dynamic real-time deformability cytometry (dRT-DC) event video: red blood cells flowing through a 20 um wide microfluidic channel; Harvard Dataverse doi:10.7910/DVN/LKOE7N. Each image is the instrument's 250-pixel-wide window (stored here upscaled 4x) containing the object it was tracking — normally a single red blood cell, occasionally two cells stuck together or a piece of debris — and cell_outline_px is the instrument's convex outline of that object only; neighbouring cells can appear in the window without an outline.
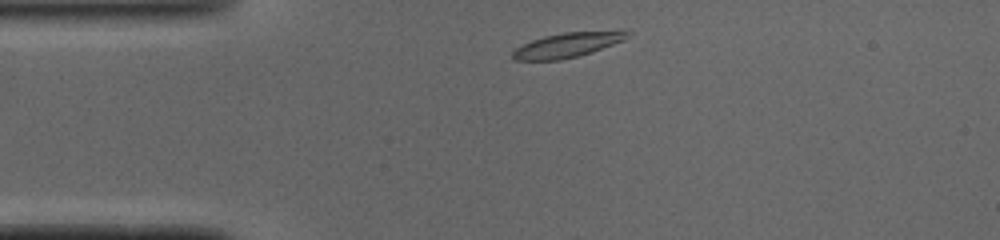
{"species": "common noctule bat (a hibernating species)", "species_latin": "Nyctalus noctula", "temperature_condition": "cold", "stored_images_in_passage": 40, "camera_frame_rate_fps": 3000, "um_per_image_px": 0.085, "animal": {"sex": "male", "body_mass_g": 19.0, "forearm_length_mm": 50.8}, "frame": {"image": 1, "passage_image": 2, "time_ms": 0.333, "image_size_px": [1000, 240], "cell_outline_px": [[632, 32], [624, 40], [580, 56], [560, 60], [512, 60], [512, 52], [516, 48], [532, 40], [544, 36], [564, 32], [624, 28]], "centroid_in_image_um": [48.34, 3.78], "position_along_channel_um": 36.7, "area_um2": 17.05}}
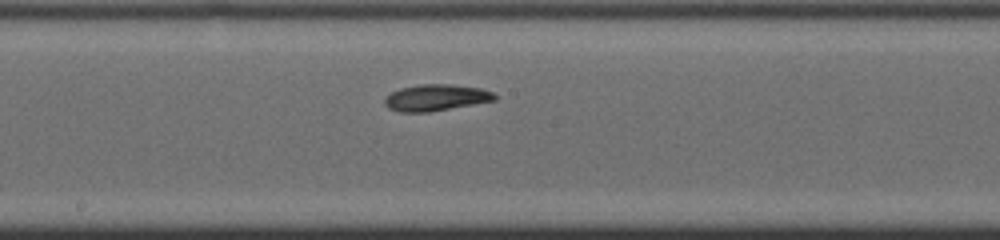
{"frame": {"image": 2, "passage_image": 17, "time_ms": 5.333, "image_size_px": [1000, 240], "cell_outline_px": [[496, 100], [428, 112], [400, 112], [388, 108], [384, 104], [384, 96], [400, 88], [420, 84], [452, 84], [480, 88], [492, 92], [496, 96]], "centroid_in_image_um": [37.01, 8.29], "position_along_channel_um": 211.2, "area_um2": 16.94}}
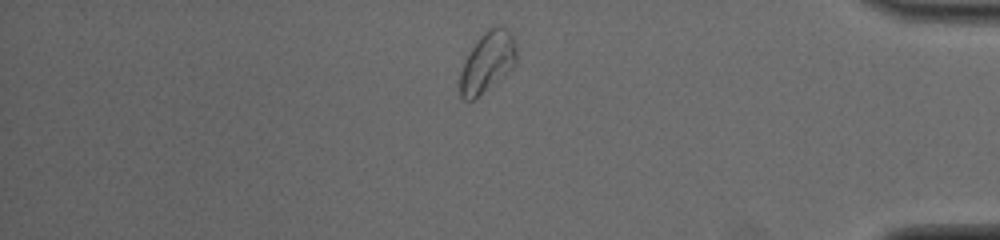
{"frame": {"image": 3, "passage_image": 33, "time_ms": 10.667, "image_size_px": [1000, 240], "cell_outline_px": [[516, 60], [512, 68], [504, 76], [472, 100], [464, 100], [460, 96], [460, 72], [472, 48], [480, 36], [488, 28], [496, 24], [500, 24], [512, 32], [516, 44]], "centroid_in_image_um": [41.46, 5.23], "position_along_channel_um": 393.7, "area_um2": 19.77}, "authors_computed_cell_mechanics": {"area_um2": 17.0221, "velocity_mm_per_s": 4.0421, "shape_relaxation_time_tau1_ms": 3.1233, "shape_relaxation_time_tau2_ms": null, "deformation_change_tau1": 0.0906, "deformation_change_tau2": null}}